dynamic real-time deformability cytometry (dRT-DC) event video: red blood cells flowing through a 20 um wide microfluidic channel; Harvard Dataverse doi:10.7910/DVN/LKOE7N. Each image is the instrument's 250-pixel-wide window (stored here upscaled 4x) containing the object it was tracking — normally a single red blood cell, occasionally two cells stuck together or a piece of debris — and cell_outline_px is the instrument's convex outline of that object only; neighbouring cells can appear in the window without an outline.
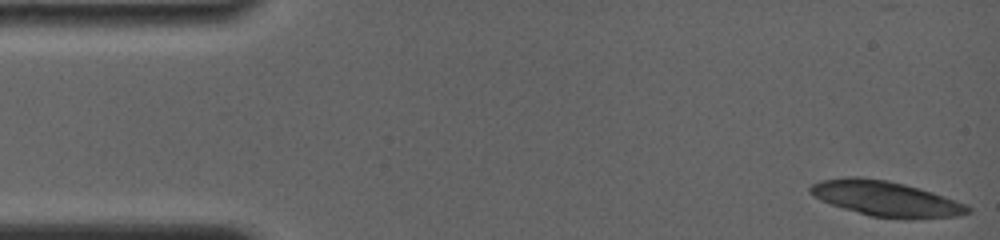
{"species": "common noctule bat (a hibernating species)", "species_latin": "Nyctalus noctula", "temperature_condition": "room temperature", "stored_images_in_passage": 10, "camera_frame_rate_fps": 4000, "um_per_image_px": 0.085, "animal": {"sex": "female", "body_mass_g": 19.0, "forearm_length_mm": 56.7}, "frame": {"image": 1, "passage_image": 1, "time_ms": 0.0, "image_size_px": [1000, 240], "cell_outline_px": [[972, 212], [960, 216], [904, 220], [872, 216], [844, 208], [820, 200], [808, 192], [808, 188], [812, 184], [820, 180], [844, 176], [860, 176], [888, 180], [920, 188], [968, 204], [972, 208]], "centroid_in_image_um": [75.33, 16.89], "position_along_channel_um": 9.7, "area_um2": 32.83}}